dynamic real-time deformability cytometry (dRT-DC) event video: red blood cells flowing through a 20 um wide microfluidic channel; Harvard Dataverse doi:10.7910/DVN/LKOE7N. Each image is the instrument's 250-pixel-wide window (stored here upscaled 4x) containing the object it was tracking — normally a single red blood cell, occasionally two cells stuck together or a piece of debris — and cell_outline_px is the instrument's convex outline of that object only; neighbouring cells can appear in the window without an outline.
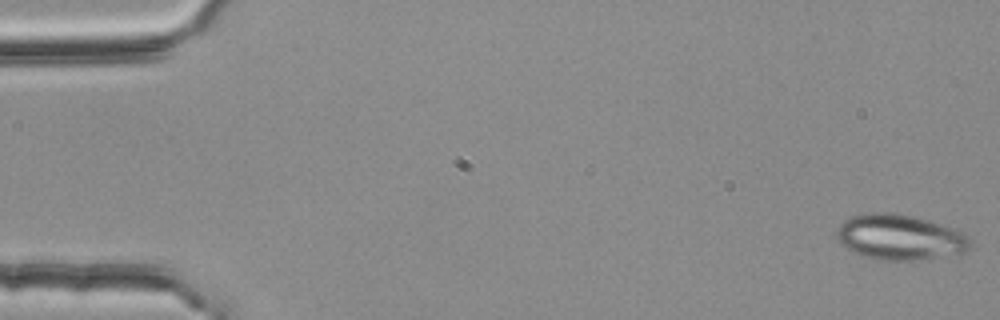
{"species": "common noctule bat (a hibernating species)", "species_latin": "Nyctalus noctula", "temperature_condition": "room temperature", "stored_images_in_passage": 53, "camera_frame_rate_fps": 3000, "um_per_image_px": 0.085, "animal": {"sex": "female", "body_mass_g": 25.1}, "frame": {"image": 1, "passage_image": 1, "time_ms": 0.0, "image_size_px": [1000, 320], "cell_outline_px": [[972, 244], [964, 252], [912, 260], [876, 260], [860, 256], [848, 248], [836, 236], [836, 228], [844, 220], [852, 216], [868, 212], [896, 212], [912, 216], [940, 224], [964, 232], [968, 236]], "centroid_in_image_um": [76.45, 20.15], "position_along_channel_um": 8.5, "area_um2": 35.14}}
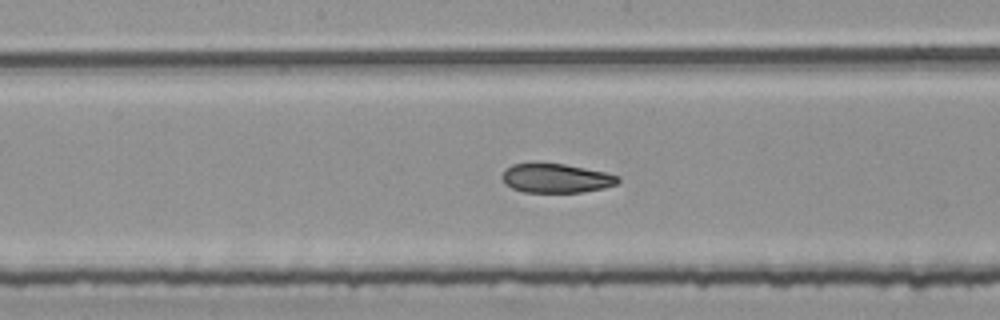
{"frame": {"image": 2, "passage_image": 28, "time_ms": 9.0, "image_size_px": [1000, 320], "cell_outline_px": [[620, 180], [616, 184], [604, 188], [584, 192], [524, 192], [512, 188], [504, 184], [500, 176], [512, 164], [564, 164], [604, 172], [620, 176]], "centroid_in_image_um": [47.27, 15.17], "position_along_channel_um": 200.9, "area_um2": 19.48}}
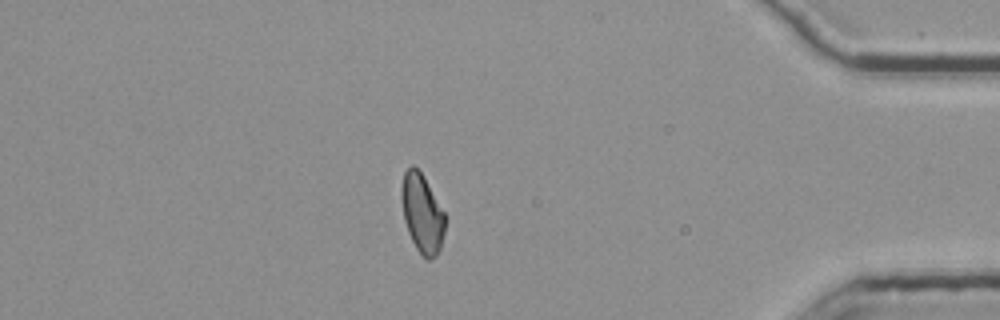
{"frame": {"image": 3, "passage_image": 47, "time_ms": 15.333, "image_size_px": [1000, 320], "cell_outline_px": [[444, 232], [440, 248], [436, 256], [428, 260], [424, 260], [416, 248], [408, 232], [404, 220], [400, 196], [400, 188], [404, 172], [412, 164], [424, 176], [444, 212]], "centroid_in_image_um": [35.85, 18.14], "position_along_channel_um": 399.3, "area_um2": 20.06}, "authors_computed_cell_mechanics": {"area_um2": 20.9236, "velocity_mm_per_s": 3.7897, "shape_relaxation_time_tau1_ms": null, "shape_relaxation_time_tau2_ms": 3.0337, "deformation_change_tau1": null, "deformation_change_tau2": 0.0924}}